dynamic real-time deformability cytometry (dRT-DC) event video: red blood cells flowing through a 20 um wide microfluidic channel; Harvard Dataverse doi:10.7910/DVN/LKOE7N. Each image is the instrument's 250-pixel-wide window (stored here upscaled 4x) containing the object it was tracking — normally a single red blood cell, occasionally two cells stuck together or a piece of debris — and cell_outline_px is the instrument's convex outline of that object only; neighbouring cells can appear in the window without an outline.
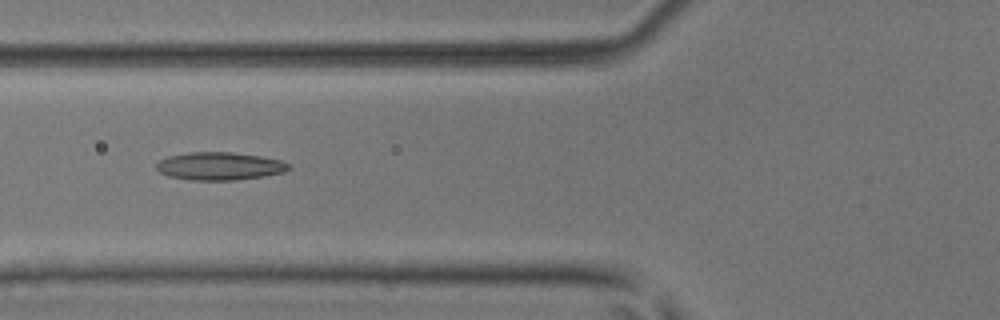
{"species": "common noctule bat (a hibernating species)", "species_latin": "Nyctalus noctula", "temperature_condition": "room temperature", "stored_images_in_passage": 6, "camera_frame_rate_fps": 3000, "um_per_image_px": 0.085, "animal": {"sex": "male", "body_mass_g": 17.9, "forearm_length_mm": 54.2}, "frame": {"image": 1, "passage_image": 6, "time_ms": 1.667, "image_size_px": [1000, 320], "cell_outline_px": [[292, 168], [284, 172], [264, 176], [232, 180], [192, 180], [168, 176], [160, 172], [156, 168], [156, 164], [160, 160], [168, 156], [188, 152], [232, 152], [260, 156], [280, 160], [288, 164]], "centroid_in_image_um": [18.65, 14.12], "position_along_channel_um": 107.1, "area_um2": 21.44}}